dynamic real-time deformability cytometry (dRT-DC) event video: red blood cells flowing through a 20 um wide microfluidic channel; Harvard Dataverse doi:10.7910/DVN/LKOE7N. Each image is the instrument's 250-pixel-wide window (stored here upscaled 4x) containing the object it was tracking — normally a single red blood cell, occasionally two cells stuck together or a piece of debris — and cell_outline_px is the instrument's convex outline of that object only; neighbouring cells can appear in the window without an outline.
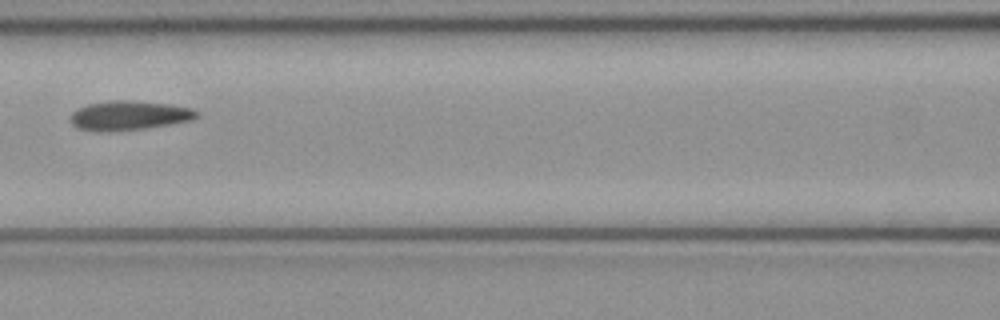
{"species": "common noctule bat (a hibernating species)", "species_latin": "Nyctalus noctula", "temperature_condition": "cold", "stored_images_in_passage": 5, "camera_frame_rate_fps": 3000, "um_per_image_px": 0.085, "animal": {"sex": "female", "body_mass_g": 21.9}, "frame": {"image": 1, "passage_image": 5, "time_ms": 1.333, "image_size_px": [1000, 320], "cell_outline_px": [[200, 116], [192, 120], [144, 128], [108, 132], [96, 132], [76, 128], [72, 124], [72, 112], [76, 108], [88, 104], [116, 100], [132, 100], [168, 104], [192, 108], [200, 112]], "centroid_in_image_um": [10.97, 9.82], "position_along_channel_um": 155.6, "area_um2": 21.68}}